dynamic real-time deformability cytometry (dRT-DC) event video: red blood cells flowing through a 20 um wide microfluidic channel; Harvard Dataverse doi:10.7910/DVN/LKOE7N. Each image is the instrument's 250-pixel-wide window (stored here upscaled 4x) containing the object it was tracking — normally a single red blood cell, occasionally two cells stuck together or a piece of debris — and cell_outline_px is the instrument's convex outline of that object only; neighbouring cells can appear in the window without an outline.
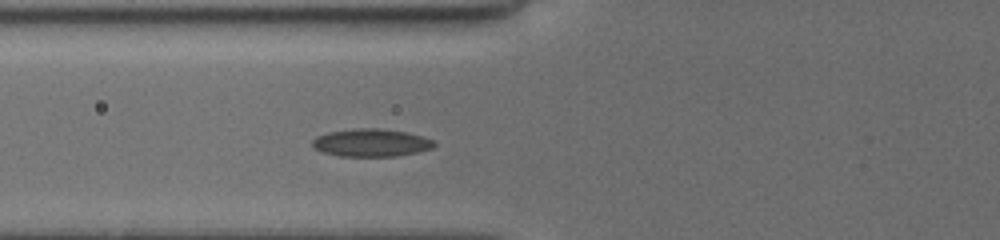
{"species": "common noctule bat (a hibernating species)", "species_latin": "Nyctalus noctula", "temperature_condition": "cold", "stored_images_in_passage": 30, "camera_frame_rate_fps": 3000, "um_per_image_px": 0.085, "animal": {"sex": "female", "body_mass_g": 19.5, "forearm_length_mm": 54.1}, "frame": {"image": 1, "passage_image": 9, "time_ms": 3.0, "image_size_px": [1000, 240], "cell_outline_px": [[436, 144], [432, 148], [416, 152], [396, 156], [340, 156], [320, 152], [312, 148], [312, 140], [316, 136], [328, 132], [356, 128], [380, 128], [408, 132], [432, 140]], "centroid_in_image_um": [31.49, 12.13], "position_along_channel_um": 94.3, "area_um2": 19.77}}
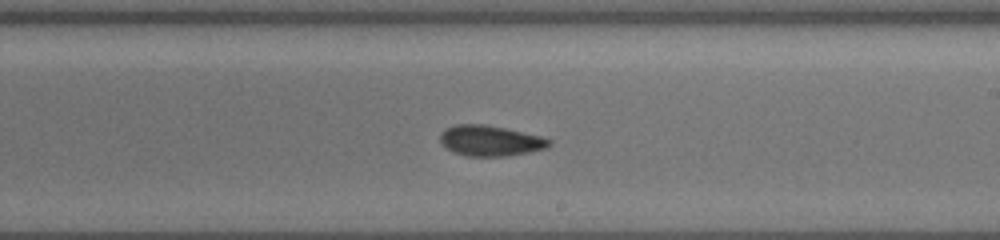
{"frame": {"image": 2, "passage_image": 18, "time_ms": 7.0, "image_size_px": [1000, 240], "cell_outline_px": [[552, 144], [548, 148], [528, 152], [504, 156], [468, 156], [456, 152], [440, 144], [440, 132], [444, 128], [456, 124], [484, 124], [504, 128], [540, 136], [552, 140]], "centroid_in_image_um": [41.66, 11.95], "position_along_channel_um": 247.3, "area_um2": 19.36}}
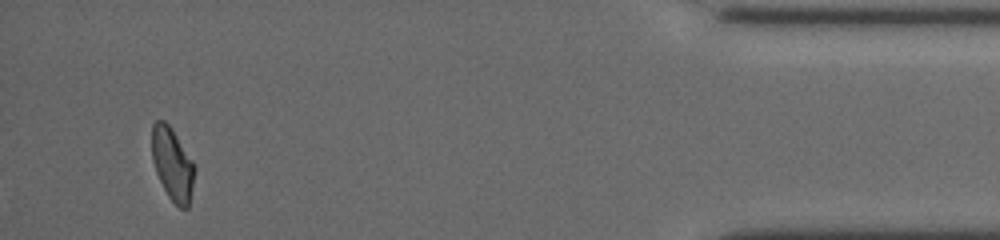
{"frame": {"image": 3, "passage_image": 30, "time_ms": 13.0, "image_size_px": [1000, 240], "cell_outline_px": [[196, 168], [188, 208], [180, 208], [168, 196], [156, 172], [152, 160], [152, 124], [156, 120], [164, 120], [172, 128], [192, 160]], "centroid_in_image_um": [14.65, 13.92], "position_along_channel_um": 420.5, "area_um2": 17.98}, "authors_computed_cell_mechanics": {"area_um2": 19.363, "velocity_mm_per_s": 3.8177, "shape_relaxation_time_tau1_ms": 4.7999, "shape_relaxation_time_tau2_ms": 4.0719, "deformation_change_tau1": 0.0946, "deformation_change_tau2": 0.1014}}